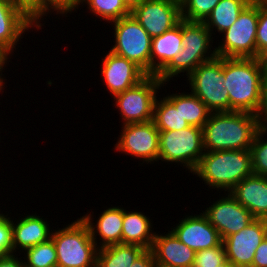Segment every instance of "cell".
<instances>
[{
    "label": "cell",
    "mask_w": 267,
    "mask_h": 267,
    "mask_svg": "<svg viewBox=\"0 0 267 267\" xmlns=\"http://www.w3.org/2000/svg\"><path fill=\"white\" fill-rule=\"evenodd\" d=\"M211 189L227 193L253 174L250 150L205 151L192 172Z\"/></svg>",
    "instance_id": "3957f363"
},
{
    "label": "cell",
    "mask_w": 267,
    "mask_h": 267,
    "mask_svg": "<svg viewBox=\"0 0 267 267\" xmlns=\"http://www.w3.org/2000/svg\"><path fill=\"white\" fill-rule=\"evenodd\" d=\"M204 153L202 128L190 125L178 131H159L158 162L181 164L192 173Z\"/></svg>",
    "instance_id": "8992f818"
},
{
    "label": "cell",
    "mask_w": 267,
    "mask_h": 267,
    "mask_svg": "<svg viewBox=\"0 0 267 267\" xmlns=\"http://www.w3.org/2000/svg\"><path fill=\"white\" fill-rule=\"evenodd\" d=\"M211 32L204 22L188 21L182 19V50L157 75V78L168 84L173 77L180 73L188 76L201 63L216 57L215 48L211 50L214 42Z\"/></svg>",
    "instance_id": "277c9868"
},
{
    "label": "cell",
    "mask_w": 267,
    "mask_h": 267,
    "mask_svg": "<svg viewBox=\"0 0 267 267\" xmlns=\"http://www.w3.org/2000/svg\"><path fill=\"white\" fill-rule=\"evenodd\" d=\"M81 218L88 225L91 237L98 249L122 243L123 207L113 206L104 210L96 223L93 222L91 212ZM97 235L101 240L99 243Z\"/></svg>",
    "instance_id": "ffe728a7"
},
{
    "label": "cell",
    "mask_w": 267,
    "mask_h": 267,
    "mask_svg": "<svg viewBox=\"0 0 267 267\" xmlns=\"http://www.w3.org/2000/svg\"><path fill=\"white\" fill-rule=\"evenodd\" d=\"M226 259L223 242L214 248L196 252L193 267H217Z\"/></svg>",
    "instance_id": "1f68e13d"
},
{
    "label": "cell",
    "mask_w": 267,
    "mask_h": 267,
    "mask_svg": "<svg viewBox=\"0 0 267 267\" xmlns=\"http://www.w3.org/2000/svg\"><path fill=\"white\" fill-rule=\"evenodd\" d=\"M156 266L193 267L196 252L182 243L171 231L156 234L151 248Z\"/></svg>",
    "instance_id": "ac0fdd59"
},
{
    "label": "cell",
    "mask_w": 267,
    "mask_h": 267,
    "mask_svg": "<svg viewBox=\"0 0 267 267\" xmlns=\"http://www.w3.org/2000/svg\"><path fill=\"white\" fill-rule=\"evenodd\" d=\"M174 106H180L182 117L191 125L202 128L208 121L211 111L193 93H173L165 96Z\"/></svg>",
    "instance_id": "d4e9b609"
},
{
    "label": "cell",
    "mask_w": 267,
    "mask_h": 267,
    "mask_svg": "<svg viewBox=\"0 0 267 267\" xmlns=\"http://www.w3.org/2000/svg\"><path fill=\"white\" fill-rule=\"evenodd\" d=\"M262 7L267 9V0H256Z\"/></svg>",
    "instance_id": "f6af8a7d"
},
{
    "label": "cell",
    "mask_w": 267,
    "mask_h": 267,
    "mask_svg": "<svg viewBox=\"0 0 267 267\" xmlns=\"http://www.w3.org/2000/svg\"><path fill=\"white\" fill-rule=\"evenodd\" d=\"M267 131L259 129L250 148L252 171L255 175L267 177ZM265 139V140H264Z\"/></svg>",
    "instance_id": "4dcf8cb0"
},
{
    "label": "cell",
    "mask_w": 267,
    "mask_h": 267,
    "mask_svg": "<svg viewBox=\"0 0 267 267\" xmlns=\"http://www.w3.org/2000/svg\"><path fill=\"white\" fill-rule=\"evenodd\" d=\"M258 127L267 131V77H264L261 89V102L257 113Z\"/></svg>",
    "instance_id": "8d00e7d4"
},
{
    "label": "cell",
    "mask_w": 267,
    "mask_h": 267,
    "mask_svg": "<svg viewBox=\"0 0 267 267\" xmlns=\"http://www.w3.org/2000/svg\"><path fill=\"white\" fill-rule=\"evenodd\" d=\"M186 78L195 94L211 112H229V93L224 87L223 57L201 63Z\"/></svg>",
    "instance_id": "9c48e42d"
},
{
    "label": "cell",
    "mask_w": 267,
    "mask_h": 267,
    "mask_svg": "<svg viewBox=\"0 0 267 267\" xmlns=\"http://www.w3.org/2000/svg\"><path fill=\"white\" fill-rule=\"evenodd\" d=\"M151 222L142 212L123 208L122 244H136L151 249L155 237Z\"/></svg>",
    "instance_id": "603a6c76"
},
{
    "label": "cell",
    "mask_w": 267,
    "mask_h": 267,
    "mask_svg": "<svg viewBox=\"0 0 267 267\" xmlns=\"http://www.w3.org/2000/svg\"><path fill=\"white\" fill-rule=\"evenodd\" d=\"M49 226L44 218L36 214H26L24 218L21 217L14 222L12 220L13 254H16L17 249L24 252L28 248L49 241L53 232Z\"/></svg>",
    "instance_id": "44dd1931"
},
{
    "label": "cell",
    "mask_w": 267,
    "mask_h": 267,
    "mask_svg": "<svg viewBox=\"0 0 267 267\" xmlns=\"http://www.w3.org/2000/svg\"><path fill=\"white\" fill-rule=\"evenodd\" d=\"M260 66L263 70L264 76L267 77V49L262 51L257 57Z\"/></svg>",
    "instance_id": "b9f144b4"
},
{
    "label": "cell",
    "mask_w": 267,
    "mask_h": 267,
    "mask_svg": "<svg viewBox=\"0 0 267 267\" xmlns=\"http://www.w3.org/2000/svg\"><path fill=\"white\" fill-rule=\"evenodd\" d=\"M251 1L252 0H220L204 21L212 37L216 34L213 32L214 30L222 34L229 29L236 22L242 10Z\"/></svg>",
    "instance_id": "cb8c5ba5"
},
{
    "label": "cell",
    "mask_w": 267,
    "mask_h": 267,
    "mask_svg": "<svg viewBox=\"0 0 267 267\" xmlns=\"http://www.w3.org/2000/svg\"><path fill=\"white\" fill-rule=\"evenodd\" d=\"M170 231L195 252L214 248L223 241L217 229L209 223L203 213L185 216Z\"/></svg>",
    "instance_id": "9a60e30c"
},
{
    "label": "cell",
    "mask_w": 267,
    "mask_h": 267,
    "mask_svg": "<svg viewBox=\"0 0 267 267\" xmlns=\"http://www.w3.org/2000/svg\"><path fill=\"white\" fill-rule=\"evenodd\" d=\"M267 236V221L255 219L246 228L223 239L226 259L236 267H252L255 250Z\"/></svg>",
    "instance_id": "5bb4252c"
},
{
    "label": "cell",
    "mask_w": 267,
    "mask_h": 267,
    "mask_svg": "<svg viewBox=\"0 0 267 267\" xmlns=\"http://www.w3.org/2000/svg\"><path fill=\"white\" fill-rule=\"evenodd\" d=\"M162 86H165V83L156 75H147L137 85L114 95V106L119 108L122 125L152 121L156 94Z\"/></svg>",
    "instance_id": "30bf717a"
},
{
    "label": "cell",
    "mask_w": 267,
    "mask_h": 267,
    "mask_svg": "<svg viewBox=\"0 0 267 267\" xmlns=\"http://www.w3.org/2000/svg\"><path fill=\"white\" fill-rule=\"evenodd\" d=\"M227 196L217 199L203 214L209 223L219 232L221 239L246 228L255 218L229 192Z\"/></svg>",
    "instance_id": "4fadbf2b"
},
{
    "label": "cell",
    "mask_w": 267,
    "mask_h": 267,
    "mask_svg": "<svg viewBox=\"0 0 267 267\" xmlns=\"http://www.w3.org/2000/svg\"><path fill=\"white\" fill-rule=\"evenodd\" d=\"M229 193L255 219L267 220V177L252 174L240 181Z\"/></svg>",
    "instance_id": "d6986e66"
},
{
    "label": "cell",
    "mask_w": 267,
    "mask_h": 267,
    "mask_svg": "<svg viewBox=\"0 0 267 267\" xmlns=\"http://www.w3.org/2000/svg\"><path fill=\"white\" fill-rule=\"evenodd\" d=\"M84 4L88 6V10L92 14L109 23L131 15V10L123 0H77L75 11L79 5L83 6Z\"/></svg>",
    "instance_id": "83f0119b"
},
{
    "label": "cell",
    "mask_w": 267,
    "mask_h": 267,
    "mask_svg": "<svg viewBox=\"0 0 267 267\" xmlns=\"http://www.w3.org/2000/svg\"><path fill=\"white\" fill-rule=\"evenodd\" d=\"M267 49V9L259 4V19L256 33V58Z\"/></svg>",
    "instance_id": "e575fe53"
},
{
    "label": "cell",
    "mask_w": 267,
    "mask_h": 267,
    "mask_svg": "<svg viewBox=\"0 0 267 267\" xmlns=\"http://www.w3.org/2000/svg\"><path fill=\"white\" fill-rule=\"evenodd\" d=\"M224 87L229 111L256 114L261 102L264 73L257 58L223 57Z\"/></svg>",
    "instance_id": "7a4b0ae2"
},
{
    "label": "cell",
    "mask_w": 267,
    "mask_h": 267,
    "mask_svg": "<svg viewBox=\"0 0 267 267\" xmlns=\"http://www.w3.org/2000/svg\"><path fill=\"white\" fill-rule=\"evenodd\" d=\"M258 130L255 114L237 111L212 112L202 127L204 150H250Z\"/></svg>",
    "instance_id": "6da1fadb"
},
{
    "label": "cell",
    "mask_w": 267,
    "mask_h": 267,
    "mask_svg": "<svg viewBox=\"0 0 267 267\" xmlns=\"http://www.w3.org/2000/svg\"><path fill=\"white\" fill-rule=\"evenodd\" d=\"M12 3L22 9L40 27L41 25V0H12Z\"/></svg>",
    "instance_id": "d590c367"
},
{
    "label": "cell",
    "mask_w": 267,
    "mask_h": 267,
    "mask_svg": "<svg viewBox=\"0 0 267 267\" xmlns=\"http://www.w3.org/2000/svg\"><path fill=\"white\" fill-rule=\"evenodd\" d=\"M11 54L0 44V77L4 80V78L2 77L4 71L5 70V66L6 64L8 65V62H10V60L8 61V59H10L11 57H9Z\"/></svg>",
    "instance_id": "60d3db41"
},
{
    "label": "cell",
    "mask_w": 267,
    "mask_h": 267,
    "mask_svg": "<svg viewBox=\"0 0 267 267\" xmlns=\"http://www.w3.org/2000/svg\"><path fill=\"white\" fill-rule=\"evenodd\" d=\"M5 82V80H3L1 77H0V94H1V91L3 90V88L5 87L4 86V83Z\"/></svg>",
    "instance_id": "bcb514c9"
},
{
    "label": "cell",
    "mask_w": 267,
    "mask_h": 267,
    "mask_svg": "<svg viewBox=\"0 0 267 267\" xmlns=\"http://www.w3.org/2000/svg\"><path fill=\"white\" fill-rule=\"evenodd\" d=\"M136 244H114L98 249L96 267H131L144 251Z\"/></svg>",
    "instance_id": "484cf974"
},
{
    "label": "cell",
    "mask_w": 267,
    "mask_h": 267,
    "mask_svg": "<svg viewBox=\"0 0 267 267\" xmlns=\"http://www.w3.org/2000/svg\"><path fill=\"white\" fill-rule=\"evenodd\" d=\"M36 27V28H35ZM42 29L22 9L7 0H0V44L11 54L25 32Z\"/></svg>",
    "instance_id": "e0dca14e"
},
{
    "label": "cell",
    "mask_w": 267,
    "mask_h": 267,
    "mask_svg": "<svg viewBox=\"0 0 267 267\" xmlns=\"http://www.w3.org/2000/svg\"><path fill=\"white\" fill-rule=\"evenodd\" d=\"M182 19L162 35L152 38L151 75H158L182 50Z\"/></svg>",
    "instance_id": "7402d4cb"
},
{
    "label": "cell",
    "mask_w": 267,
    "mask_h": 267,
    "mask_svg": "<svg viewBox=\"0 0 267 267\" xmlns=\"http://www.w3.org/2000/svg\"><path fill=\"white\" fill-rule=\"evenodd\" d=\"M131 267H156L151 249H145L133 262Z\"/></svg>",
    "instance_id": "f35d334b"
},
{
    "label": "cell",
    "mask_w": 267,
    "mask_h": 267,
    "mask_svg": "<svg viewBox=\"0 0 267 267\" xmlns=\"http://www.w3.org/2000/svg\"><path fill=\"white\" fill-rule=\"evenodd\" d=\"M25 267H57V254L52 239L23 252ZM27 260V261H26Z\"/></svg>",
    "instance_id": "f1b7e54d"
},
{
    "label": "cell",
    "mask_w": 267,
    "mask_h": 267,
    "mask_svg": "<svg viewBox=\"0 0 267 267\" xmlns=\"http://www.w3.org/2000/svg\"><path fill=\"white\" fill-rule=\"evenodd\" d=\"M0 213V257L13 254L12 219Z\"/></svg>",
    "instance_id": "d6a6232c"
},
{
    "label": "cell",
    "mask_w": 267,
    "mask_h": 267,
    "mask_svg": "<svg viewBox=\"0 0 267 267\" xmlns=\"http://www.w3.org/2000/svg\"><path fill=\"white\" fill-rule=\"evenodd\" d=\"M220 0H180L182 19L204 22Z\"/></svg>",
    "instance_id": "f546056e"
},
{
    "label": "cell",
    "mask_w": 267,
    "mask_h": 267,
    "mask_svg": "<svg viewBox=\"0 0 267 267\" xmlns=\"http://www.w3.org/2000/svg\"><path fill=\"white\" fill-rule=\"evenodd\" d=\"M57 267H96L98 248L88 225L80 217L61 230H53Z\"/></svg>",
    "instance_id": "5b68a950"
},
{
    "label": "cell",
    "mask_w": 267,
    "mask_h": 267,
    "mask_svg": "<svg viewBox=\"0 0 267 267\" xmlns=\"http://www.w3.org/2000/svg\"><path fill=\"white\" fill-rule=\"evenodd\" d=\"M126 6L132 10L136 6L140 5L145 0H123Z\"/></svg>",
    "instance_id": "7bdbcfd3"
},
{
    "label": "cell",
    "mask_w": 267,
    "mask_h": 267,
    "mask_svg": "<svg viewBox=\"0 0 267 267\" xmlns=\"http://www.w3.org/2000/svg\"><path fill=\"white\" fill-rule=\"evenodd\" d=\"M259 3L252 0L240 13L236 22L222 33L223 39L216 46L218 57L256 58V33Z\"/></svg>",
    "instance_id": "52a82bcc"
},
{
    "label": "cell",
    "mask_w": 267,
    "mask_h": 267,
    "mask_svg": "<svg viewBox=\"0 0 267 267\" xmlns=\"http://www.w3.org/2000/svg\"><path fill=\"white\" fill-rule=\"evenodd\" d=\"M102 79L112 96L137 85L147 74L134 62L111 52L102 60Z\"/></svg>",
    "instance_id": "2e32d148"
},
{
    "label": "cell",
    "mask_w": 267,
    "mask_h": 267,
    "mask_svg": "<svg viewBox=\"0 0 267 267\" xmlns=\"http://www.w3.org/2000/svg\"><path fill=\"white\" fill-rule=\"evenodd\" d=\"M159 99V100H158ZM156 98L153 112V122L159 131L180 130L190 124L182 117L180 106H174L164 95Z\"/></svg>",
    "instance_id": "4316f807"
},
{
    "label": "cell",
    "mask_w": 267,
    "mask_h": 267,
    "mask_svg": "<svg viewBox=\"0 0 267 267\" xmlns=\"http://www.w3.org/2000/svg\"><path fill=\"white\" fill-rule=\"evenodd\" d=\"M252 267H267V236L255 250Z\"/></svg>",
    "instance_id": "74e56055"
},
{
    "label": "cell",
    "mask_w": 267,
    "mask_h": 267,
    "mask_svg": "<svg viewBox=\"0 0 267 267\" xmlns=\"http://www.w3.org/2000/svg\"><path fill=\"white\" fill-rule=\"evenodd\" d=\"M77 0H41V19L49 13L56 12V15L66 16L75 10Z\"/></svg>",
    "instance_id": "836d02e7"
},
{
    "label": "cell",
    "mask_w": 267,
    "mask_h": 267,
    "mask_svg": "<svg viewBox=\"0 0 267 267\" xmlns=\"http://www.w3.org/2000/svg\"><path fill=\"white\" fill-rule=\"evenodd\" d=\"M16 254L0 257V267H25L24 260L18 258Z\"/></svg>",
    "instance_id": "ab89813d"
},
{
    "label": "cell",
    "mask_w": 267,
    "mask_h": 267,
    "mask_svg": "<svg viewBox=\"0 0 267 267\" xmlns=\"http://www.w3.org/2000/svg\"><path fill=\"white\" fill-rule=\"evenodd\" d=\"M120 138L114 145L117 151L140 158L143 163H155L159 158V130L153 121L122 125Z\"/></svg>",
    "instance_id": "8fae6325"
},
{
    "label": "cell",
    "mask_w": 267,
    "mask_h": 267,
    "mask_svg": "<svg viewBox=\"0 0 267 267\" xmlns=\"http://www.w3.org/2000/svg\"><path fill=\"white\" fill-rule=\"evenodd\" d=\"M131 15L154 38L180 22V0H145L131 10Z\"/></svg>",
    "instance_id": "7c38bea8"
},
{
    "label": "cell",
    "mask_w": 267,
    "mask_h": 267,
    "mask_svg": "<svg viewBox=\"0 0 267 267\" xmlns=\"http://www.w3.org/2000/svg\"><path fill=\"white\" fill-rule=\"evenodd\" d=\"M114 44L110 51L139 66L151 75L152 38L132 15L112 21Z\"/></svg>",
    "instance_id": "ba28073f"
},
{
    "label": "cell",
    "mask_w": 267,
    "mask_h": 267,
    "mask_svg": "<svg viewBox=\"0 0 267 267\" xmlns=\"http://www.w3.org/2000/svg\"><path fill=\"white\" fill-rule=\"evenodd\" d=\"M217 267H236L232 262L225 259L222 263H220Z\"/></svg>",
    "instance_id": "ee69618b"
}]
</instances>
